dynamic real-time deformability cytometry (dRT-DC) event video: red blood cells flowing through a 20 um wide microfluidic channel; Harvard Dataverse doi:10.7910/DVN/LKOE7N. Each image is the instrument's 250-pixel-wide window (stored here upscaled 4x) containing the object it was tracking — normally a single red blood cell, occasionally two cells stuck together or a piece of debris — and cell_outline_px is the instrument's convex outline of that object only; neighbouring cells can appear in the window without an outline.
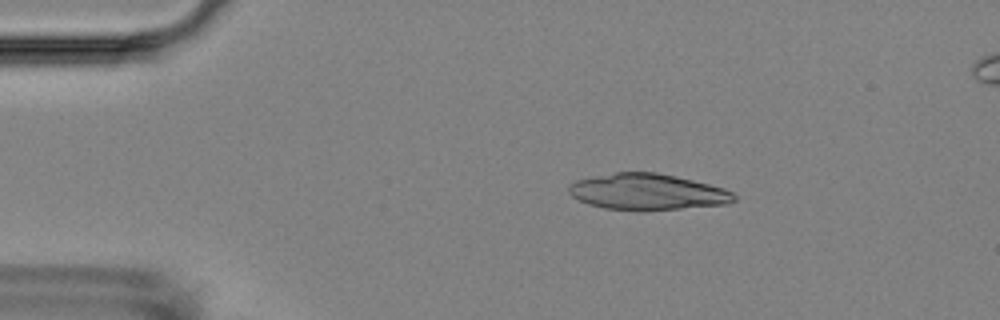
{"species": "Egyptian fruit bat (a non-hibernating species)", "species_latin": "Rousettus aegyptiacus", "temperature_condition": "room temperature", "stored_images_in_passage": 6, "camera_frame_rate_fps": 3000, "um_per_image_px": 0.085, "animal": {"sex": "female"}, "frame": {"image": 1, "passage_image": 3, "time_ms": 2.333, "image_size_px": [1000, 320], "cell_outline_px": [[736, 200], [728, 204], [644, 212], [636, 212], [604, 208], [588, 204], [572, 196], [568, 192], [568, 184], [576, 180], [616, 172], [656, 172], [676, 176], [724, 188], [732, 192], [736, 196]], "centroid_in_image_um": [55.03, 16.33], "position_along_channel_um": 30.0, "area_um2": 35.32}}